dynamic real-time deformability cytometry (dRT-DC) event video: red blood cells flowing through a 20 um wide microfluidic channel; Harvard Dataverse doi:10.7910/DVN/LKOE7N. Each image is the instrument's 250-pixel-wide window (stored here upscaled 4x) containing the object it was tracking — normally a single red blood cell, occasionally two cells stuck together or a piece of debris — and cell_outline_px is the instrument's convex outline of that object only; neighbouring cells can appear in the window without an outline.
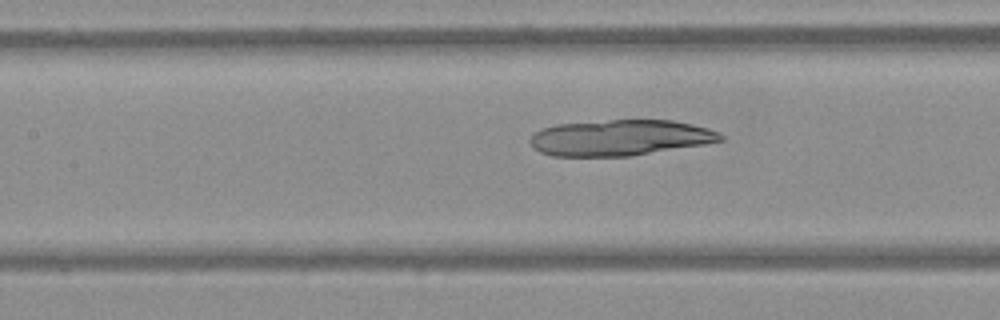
{"species": "Egyptian fruit bat (a non-hibernating species)", "species_latin": "Rousettus aegyptiacus", "temperature_condition": "warm", "stored_images_in_passage": 44, "camera_frame_rate_fps": 3000, "um_per_image_px": 0.085, "frame": {"image": 1, "passage_image": 10, "time_ms": 3.0, "image_size_px": [1000, 320], "cell_outline_px": [[724, 140], [704, 144], [632, 156], [552, 156], [540, 152], [532, 148], [528, 140], [536, 132], [544, 128], [556, 124], [612, 120], [672, 120], [692, 124], [708, 128], [724, 136]], "centroid_in_image_um": [52.69, 11.71], "position_along_channel_um": 154.7, "area_um2": 39.77}}
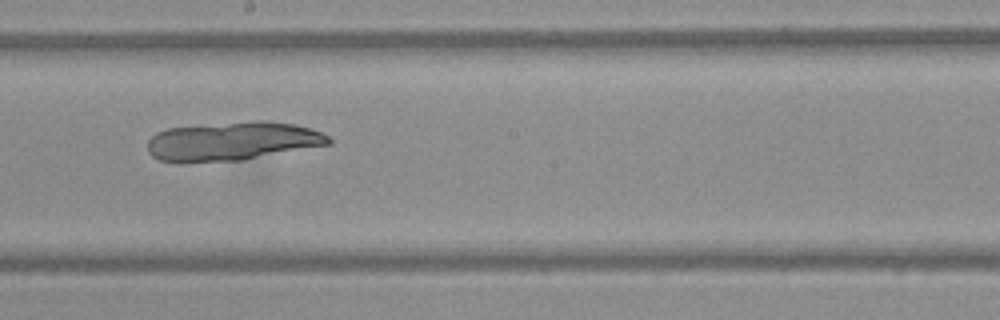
{"frame": {"image": 2, "passage_image": 17, "time_ms": 5.333, "image_size_px": [1000, 320], "cell_outline_px": [[332, 144], [240, 160], [160, 160], [152, 156], [148, 152], [148, 140], [156, 132], [168, 128], [248, 120], [264, 120], [292, 124], [308, 128], [320, 132], [328, 136], [332, 140]], "centroid_in_image_um": [19.8, 11.96], "position_along_channel_um": 228.4, "area_um2": 40.17}}
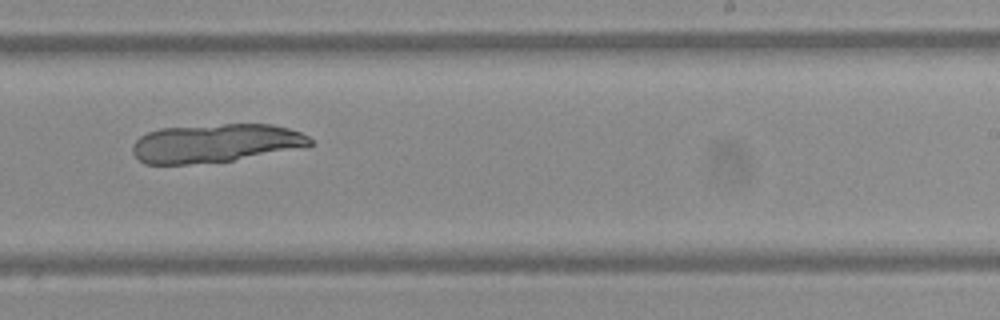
{"frame": {"image": 3, "passage_image": 21, "time_ms": 6.667, "image_size_px": [1000, 320], "cell_outline_px": [[312, 144], [232, 160], [188, 164], [144, 164], [132, 152], [132, 144], [140, 136], [148, 132], [160, 128], [224, 124], [272, 124], [288, 128], [300, 132], [308, 136], [312, 140]], "centroid_in_image_um": [18.23, 12.16], "position_along_channel_um": 270.8, "area_um2": 39.25}}